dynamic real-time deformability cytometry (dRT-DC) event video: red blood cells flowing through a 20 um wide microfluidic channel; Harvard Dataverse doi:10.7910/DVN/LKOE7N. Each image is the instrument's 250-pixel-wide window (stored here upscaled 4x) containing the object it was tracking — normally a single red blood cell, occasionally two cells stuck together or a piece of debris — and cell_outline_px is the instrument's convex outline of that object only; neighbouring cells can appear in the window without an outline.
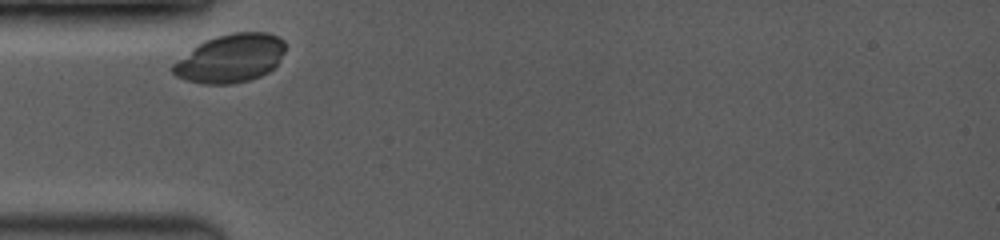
{"species": "common noctule bat (a hibernating species)", "species_latin": "Nyctalus noctula", "temperature_condition": "room temperature", "stored_images_in_passage": 4, "camera_frame_rate_fps": 3500, "um_per_image_px": 0.085, "animal": {"sex": "female", "body_mass_g": 19.0, "forearm_length_mm": 53.3}, "frame": {"image": 1, "passage_image": 1, "time_ms": 0.0, "image_size_px": [1000, 240], "cell_outline_px": [[284, 52], [276, 64], [268, 72], [260, 76], [248, 80], [232, 84], [204, 84], [188, 80], [176, 76], [168, 68], [172, 64], [192, 48], [204, 40], [216, 36], [232, 32], [268, 32], [280, 36], [284, 40]], "centroid_in_image_um": [19.57, 4.94], "position_along_channel_um": 65.4, "area_um2": 31.79}}
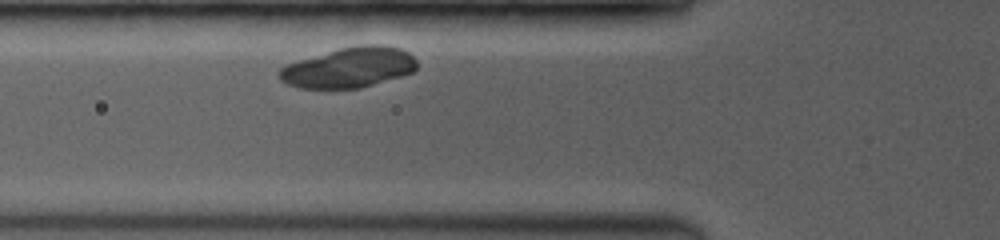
{"frame": {"image": 2, "passage_image": 2, "time_ms": 0.857, "image_size_px": [1000, 240], "cell_outline_px": [[416, 68], [412, 72], [400, 76], [360, 88], [300, 88], [288, 84], [280, 80], [276, 76], [280, 68], [288, 64], [300, 60], [340, 48], [360, 44], [384, 44], [400, 48], [408, 52], [416, 60]], "centroid_in_image_um": [29.66, 5.73], "position_along_channel_um": 96.1, "area_um2": 32.14}}